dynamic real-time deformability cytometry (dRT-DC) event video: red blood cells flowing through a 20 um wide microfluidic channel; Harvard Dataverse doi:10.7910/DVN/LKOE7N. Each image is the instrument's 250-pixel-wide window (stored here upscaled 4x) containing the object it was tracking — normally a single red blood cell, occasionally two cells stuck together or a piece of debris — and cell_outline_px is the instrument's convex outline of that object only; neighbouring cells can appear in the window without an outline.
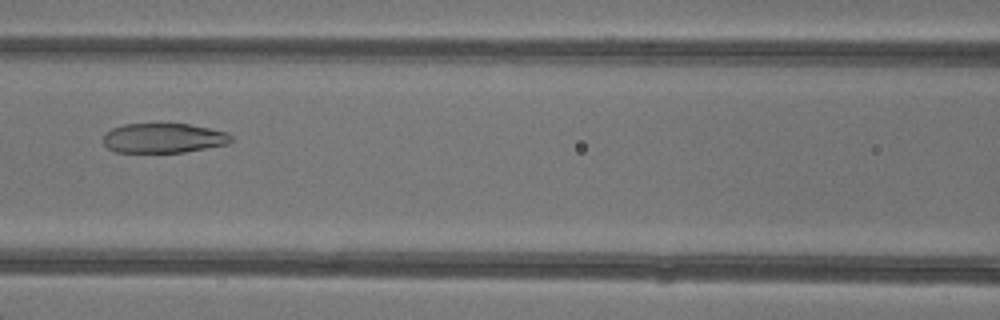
{"species": "common noctule bat (a hibernating species)", "species_latin": "Nyctalus noctula", "temperature_condition": "warm", "stored_images_in_passage": 6, "camera_frame_rate_fps": 3000, "um_per_image_px": 0.085, "animal": {"sex": "female"}, "frame": {"image": 1, "passage_image": 6, "time_ms": 6.0, "image_size_px": [1000, 320], "cell_outline_px": [[232, 140], [228, 144], [184, 152], [116, 152], [108, 148], [104, 144], [104, 132], [112, 128], [124, 124], [188, 124], [228, 132], [232, 136]], "centroid_in_image_um": [13.89, 11.74], "position_along_channel_um": 152.7, "area_um2": 22.08}}